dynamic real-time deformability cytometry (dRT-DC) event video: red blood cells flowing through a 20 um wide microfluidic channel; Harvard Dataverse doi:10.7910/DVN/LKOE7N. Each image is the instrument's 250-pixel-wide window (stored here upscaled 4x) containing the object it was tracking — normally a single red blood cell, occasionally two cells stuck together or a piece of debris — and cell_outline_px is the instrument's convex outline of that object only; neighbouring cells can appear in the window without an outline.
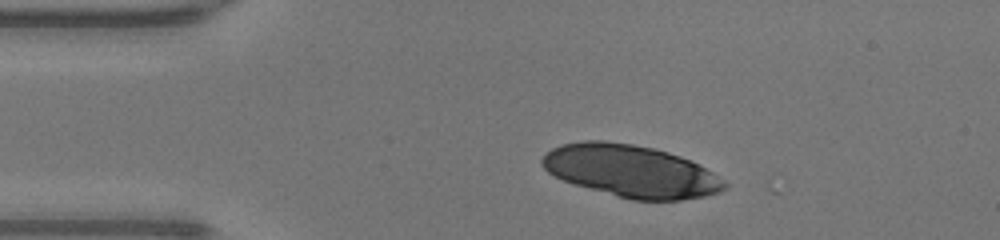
{"species": "human", "species_latin": "Homo sapiens", "temperature_condition": "warm", "stored_images_in_passage": 4, "camera_frame_rate_fps": 3000, "um_per_image_px": 0.085, "donor": {"sex": "male"}, "frame": {"image": 1, "passage_image": 1, "time_ms": 0.0, "image_size_px": [1000, 240], "cell_outline_px": [[704, 192], [688, 196], [628, 196], [572, 180], [564, 176], [648, 152], [660, 152], [684, 160], [692, 164], [696, 168]], "centroid_in_image_um": [54.78, 14.99], "position_along_channel_um": 30.2, "area_um2": 29.42}}